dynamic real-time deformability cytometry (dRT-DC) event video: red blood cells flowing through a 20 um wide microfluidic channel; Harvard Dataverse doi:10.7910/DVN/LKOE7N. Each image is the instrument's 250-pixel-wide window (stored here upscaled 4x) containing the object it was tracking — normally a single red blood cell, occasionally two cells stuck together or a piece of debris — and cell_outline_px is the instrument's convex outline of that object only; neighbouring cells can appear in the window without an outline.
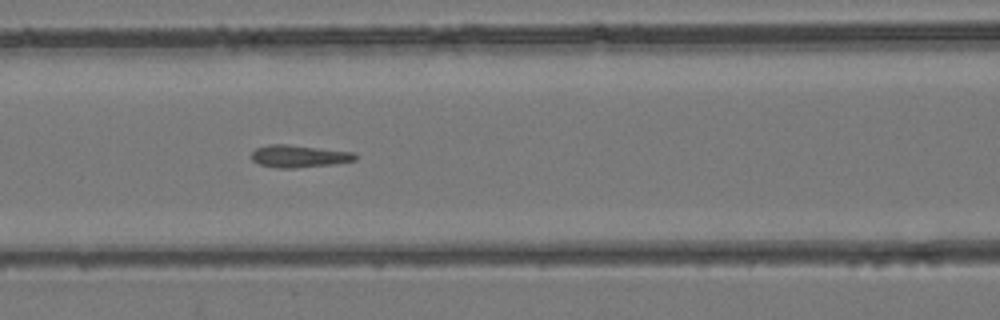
{"species": "common noctule bat (a hibernating species)", "species_latin": "Nyctalus noctula", "temperature_condition": "room temperature", "stored_images_in_passage": 16, "camera_frame_rate_fps": 3000, "um_per_image_px": 0.085, "animal": {"sex": "female", "body_mass_g": 24.6, "forearm_length_mm": 56.2}, "frame": {"image": 1, "passage_image": 11, "time_ms": 3.333, "image_size_px": [1000, 320], "cell_outline_px": [[356, 160], [332, 164], [296, 168], [276, 168], [260, 164], [252, 160], [252, 152], [256, 148], [268, 144], [288, 144], [356, 152]], "centroid_in_image_um": [25.42, 13.27], "position_along_channel_um": 141.2, "area_um2": 13.58}}
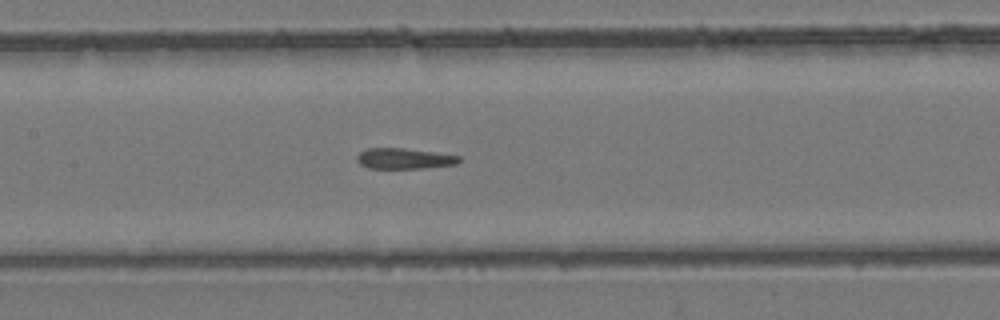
{"frame": {"image": 2, "passage_image": 13, "time_ms": 4.0, "image_size_px": [1000, 320], "cell_outline_px": [[460, 160], [456, 164], [424, 168], [368, 168], [360, 164], [356, 160], [356, 156], [360, 152], [368, 148], [404, 148], [460, 156]], "centroid_in_image_um": [34.32, 13.48], "position_along_channel_um": 173.1, "area_um2": 12.2}}
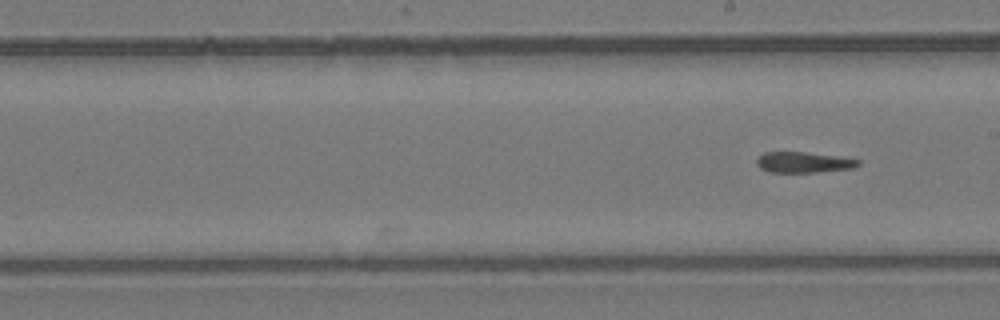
{"frame": {"image": 3, "passage_image": 16, "time_ms": 5.0, "image_size_px": [1000, 320], "cell_outline_px": [[860, 164], [852, 168], [816, 172], [768, 172], [760, 168], [756, 164], [756, 160], [764, 152], [804, 152], [844, 156], [860, 160]], "centroid_in_image_um": [68.32, 13.79], "position_along_channel_um": 220.7, "area_um2": 12.37}}